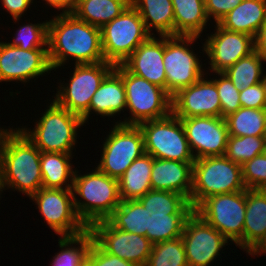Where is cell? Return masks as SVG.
I'll list each match as a JSON object with an SVG mask.
<instances>
[{
    "label": "cell",
    "mask_w": 266,
    "mask_h": 266,
    "mask_svg": "<svg viewBox=\"0 0 266 266\" xmlns=\"http://www.w3.org/2000/svg\"><path fill=\"white\" fill-rule=\"evenodd\" d=\"M47 48L53 70L65 64L70 57L75 58V64L105 61L101 29L78 19L73 13H60L48 21Z\"/></svg>",
    "instance_id": "obj_1"
},
{
    "label": "cell",
    "mask_w": 266,
    "mask_h": 266,
    "mask_svg": "<svg viewBox=\"0 0 266 266\" xmlns=\"http://www.w3.org/2000/svg\"><path fill=\"white\" fill-rule=\"evenodd\" d=\"M41 151L20 128L3 129L0 136V163L3 185L29 197L42 188Z\"/></svg>",
    "instance_id": "obj_2"
},
{
    "label": "cell",
    "mask_w": 266,
    "mask_h": 266,
    "mask_svg": "<svg viewBox=\"0 0 266 266\" xmlns=\"http://www.w3.org/2000/svg\"><path fill=\"white\" fill-rule=\"evenodd\" d=\"M137 200L144 207V230L153 244L181 237L194 211L190 202L176 192L151 189Z\"/></svg>",
    "instance_id": "obj_3"
},
{
    "label": "cell",
    "mask_w": 266,
    "mask_h": 266,
    "mask_svg": "<svg viewBox=\"0 0 266 266\" xmlns=\"http://www.w3.org/2000/svg\"><path fill=\"white\" fill-rule=\"evenodd\" d=\"M72 191L76 214L87 228L107 220L121 202L118 180L97 168L84 175H78L75 170ZM77 194L84 201L78 200Z\"/></svg>",
    "instance_id": "obj_4"
},
{
    "label": "cell",
    "mask_w": 266,
    "mask_h": 266,
    "mask_svg": "<svg viewBox=\"0 0 266 266\" xmlns=\"http://www.w3.org/2000/svg\"><path fill=\"white\" fill-rule=\"evenodd\" d=\"M242 166L224 156L196 159L193 163L190 204L195 209L204 199L217 194L246 190Z\"/></svg>",
    "instance_id": "obj_5"
},
{
    "label": "cell",
    "mask_w": 266,
    "mask_h": 266,
    "mask_svg": "<svg viewBox=\"0 0 266 266\" xmlns=\"http://www.w3.org/2000/svg\"><path fill=\"white\" fill-rule=\"evenodd\" d=\"M114 69L121 75L125 87L126 108L132 117L116 124L138 125L141 122L160 119L172 112V97L168 92L130 73L122 64Z\"/></svg>",
    "instance_id": "obj_6"
},
{
    "label": "cell",
    "mask_w": 266,
    "mask_h": 266,
    "mask_svg": "<svg viewBox=\"0 0 266 266\" xmlns=\"http://www.w3.org/2000/svg\"><path fill=\"white\" fill-rule=\"evenodd\" d=\"M39 119L32 131L25 127L20 130L41 152L71 154L76 131L84 124L82 118L53 100Z\"/></svg>",
    "instance_id": "obj_7"
},
{
    "label": "cell",
    "mask_w": 266,
    "mask_h": 266,
    "mask_svg": "<svg viewBox=\"0 0 266 266\" xmlns=\"http://www.w3.org/2000/svg\"><path fill=\"white\" fill-rule=\"evenodd\" d=\"M101 29V44L106 62L122 64L153 33H149L138 11L129 4Z\"/></svg>",
    "instance_id": "obj_8"
},
{
    "label": "cell",
    "mask_w": 266,
    "mask_h": 266,
    "mask_svg": "<svg viewBox=\"0 0 266 266\" xmlns=\"http://www.w3.org/2000/svg\"><path fill=\"white\" fill-rule=\"evenodd\" d=\"M144 138L145 153L157 159L194 162L181 122L172 112L163 118L138 124Z\"/></svg>",
    "instance_id": "obj_9"
},
{
    "label": "cell",
    "mask_w": 266,
    "mask_h": 266,
    "mask_svg": "<svg viewBox=\"0 0 266 266\" xmlns=\"http://www.w3.org/2000/svg\"><path fill=\"white\" fill-rule=\"evenodd\" d=\"M204 221L213 226L227 240L243 249V228L246 213V190L212 195L195 209Z\"/></svg>",
    "instance_id": "obj_10"
},
{
    "label": "cell",
    "mask_w": 266,
    "mask_h": 266,
    "mask_svg": "<svg viewBox=\"0 0 266 266\" xmlns=\"http://www.w3.org/2000/svg\"><path fill=\"white\" fill-rule=\"evenodd\" d=\"M198 36H164L163 63L166 73V91L172 97L204 76L199 58L188 48Z\"/></svg>",
    "instance_id": "obj_11"
},
{
    "label": "cell",
    "mask_w": 266,
    "mask_h": 266,
    "mask_svg": "<svg viewBox=\"0 0 266 266\" xmlns=\"http://www.w3.org/2000/svg\"><path fill=\"white\" fill-rule=\"evenodd\" d=\"M106 138L97 169L118 180L145 153L143 134L138 125L115 124Z\"/></svg>",
    "instance_id": "obj_12"
},
{
    "label": "cell",
    "mask_w": 266,
    "mask_h": 266,
    "mask_svg": "<svg viewBox=\"0 0 266 266\" xmlns=\"http://www.w3.org/2000/svg\"><path fill=\"white\" fill-rule=\"evenodd\" d=\"M74 65V73L69 84H66L67 87L60 85L53 100L59 106L82 117L89 110L92 96L114 65L106 61Z\"/></svg>",
    "instance_id": "obj_13"
},
{
    "label": "cell",
    "mask_w": 266,
    "mask_h": 266,
    "mask_svg": "<svg viewBox=\"0 0 266 266\" xmlns=\"http://www.w3.org/2000/svg\"><path fill=\"white\" fill-rule=\"evenodd\" d=\"M50 228L60 237L83 234L88 228L74 208L72 189L41 188L30 196Z\"/></svg>",
    "instance_id": "obj_14"
},
{
    "label": "cell",
    "mask_w": 266,
    "mask_h": 266,
    "mask_svg": "<svg viewBox=\"0 0 266 266\" xmlns=\"http://www.w3.org/2000/svg\"><path fill=\"white\" fill-rule=\"evenodd\" d=\"M88 230L93 240L105 252L137 266L146 265L153 247V243L147 237L119 230L108 220L95 222Z\"/></svg>",
    "instance_id": "obj_15"
},
{
    "label": "cell",
    "mask_w": 266,
    "mask_h": 266,
    "mask_svg": "<svg viewBox=\"0 0 266 266\" xmlns=\"http://www.w3.org/2000/svg\"><path fill=\"white\" fill-rule=\"evenodd\" d=\"M180 119L195 160L225 155L229 137L225 118L196 116Z\"/></svg>",
    "instance_id": "obj_16"
},
{
    "label": "cell",
    "mask_w": 266,
    "mask_h": 266,
    "mask_svg": "<svg viewBox=\"0 0 266 266\" xmlns=\"http://www.w3.org/2000/svg\"><path fill=\"white\" fill-rule=\"evenodd\" d=\"M189 266H208L228 240L194 211L187 218L181 236Z\"/></svg>",
    "instance_id": "obj_17"
},
{
    "label": "cell",
    "mask_w": 266,
    "mask_h": 266,
    "mask_svg": "<svg viewBox=\"0 0 266 266\" xmlns=\"http://www.w3.org/2000/svg\"><path fill=\"white\" fill-rule=\"evenodd\" d=\"M51 70L48 49L23 50L0 42V82H27Z\"/></svg>",
    "instance_id": "obj_18"
},
{
    "label": "cell",
    "mask_w": 266,
    "mask_h": 266,
    "mask_svg": "<svg viewBox=\"0 0 266 266\" xmlns=\"http://www.w3.org/2000/svg\"><path fill=\"white\" fill-rule=\"evenodd\" d=\"M213 73L224 72L239 59L255 51L254 37L222 28L216 23V32L206 39L203 47Z\"/></svg>",
    "instance_id": "obj_19"
},
{
    "label": "cell",
    "mask_w": 266,
    "mask_h": 266,
    "mask_svg": "<svg viewBox=\"0 0 266 266\" xmlns=\"http://www.w3.org/2000/svg\"><path fill=\"white\" fill-rule=\"evenodd\" d=\"M172 113L178 118L196 116L221 117V103L216 83L205 80L179 90L172 96Z\"/></svg>",
    "instance_id": "obj_20"
},
{
    "label": "cell",
    "mask_w": 266,
    "mask_h": 266,
    "mask_svg": "<svg viewBox=\"0 0 266 266\" xmlns=\"http://www.w3.org/2000/svg\"><path fill=\"white\" fill-rule=\"evenodd\" d=\"M157 39L150 36L122 63L132 74L146 79L166 90V73L164 69V36Z\"/></svg>",
    "instance_id": "obj_21"
},
{
    "label": "cell",
    "mask_w": 266,
    "mask_h": 266,
    "mask_svg": "<svg viewBox=\"0 0 266 266\" xmlns=\"http://www.w3.org/2000/svg\"><path fill=\"white\" fill-rule=\"evenodd\" d=\"M193 163L154 158L150 176L151 189L176 192L190 202Z\"/></svg>",
    "instance_id": "obj_22"
},
{
    "label": "cell",
    "mask_w": 266,
    "mask_h": 266,
    "mask_svg": "<svg viewBox=\"0 0 266 266\" xmlns=\"http://www.w3.org/2000/svg\"><path fill=\"white\" fill-rule=\"evenodd\" d=\"M125 108L126 94L123 79L113 68L92 96L89 110L81 118L85 123L92 111L101 116H113Z\"/></svg>",
    "instance_id": "obj_23"
},
{
    "label": "cell",
    "mask_w": 266,
    "mask_h": 266,
    "mask_svg": "<svg viewBox=\"0 0 266 266\" xmlns=\"http://www.w3.org/2000/svg\"><path fill=\"white\" fill-rule=\"evenodd\" d=\"M265 21L266 0H243L218 24L226 30L245 33L255 38Z\"/></svg>",
    "instance_id": "obj_24"
},
{
    "label": "cell",
    "mask_w": 266,
    "mask_h": 266,
    "mask_svg": "<svg viewBox=\"0 0 266 266\" xmlns=\"http://www.w3.org/2000/svg\"><path fill=\"white\" fill-rule=\"evenodd\" d=\"M266 236V190L246 189L243 250L249 252Z\"/></svg>",
    "instance_id": "obj_25"
},
{
    "label": "cell",
    "mask_w": 266,
    "mask_h": 266,
    "mask_svg": "<svg viewBox=\"0 0 266 266\" xmlns=\"http://www.w3.org/2000/svg\"><path fill=\"white\" fill-rule=\"evenodd\" d=\"M154 157L144 153L134 160L125 173L118 179L121 201L137 200L151 190V170Z\"/></svg>",
    "instance_id": "obj_26"
},
{
    "label": "cell",
    "mask_w": 266,
    "mask_h": 266,
    "mask_svg": "<svg viewBox=\"0 0 266 266\" xmlns=\"http://www.w3.org/2000/svg\"><path fill=\"white\" fill-rule=\"evenodd\" d=\"M140 14L147 31L151 28L160 36H174V8L172 0H130Z\"/></svg>",
    "instance_id": "obj_27"
},
{
    "label": "cell",
    "mask_w": 266,
    "mask_h": 266,
    "mask_svg": "<svg viewBox=\"0 0 266 266\" xmlns=\"http://www.w3.org/2000/svg\"><path fill=\"white\" fill-rule=\"evenodd\" d=\"M174 8V36H200L208 17L205 0H172Z\"/></svg>",
    "instance_id": "obj_28"
},
{
    "label": "cell",
    "mask_w": 266,
    "mask_h": 266,
    "mask_svg": "<svg viewBox=\"0 0 266 266\" xmlns=\"http://www.w3.org/2000/svg\"><path fill=\"white\" fill-rule=\"evenodd\" d=\"M71 155L72 154L41 152L40 169L43 188H73L75 172L72 170V165L70 164ZM69 180L71 181L70 184ZM63 185H65V188Z\"/></svg>",
    "instance_id": "obj_29"
},
{
    "label": "cell",
    "mask_w": 266,
    "mask_h": 266,
    "mask_svg": "<svg viewBox=\"0 0 266 266\" xmlns=\"http://www.w3.org/2000/svg\"><path fill=\"white\" fill-rule=\"evenodd\" d=\"M129 4L130 0H77L73 14L90 25L102 28Z\"/></svg>",
    "instance_id": "obj_30"
},
{
    "label": "cell",
    "mask_w": 266,
    "mask_h": 266,
    "mask_svg": "<svg viewBox=\"0 0 266 266\" xmlns=\"http://www.w3.org/2000/svg\"><path fill=\"white\" fill-rule=\"evenodd\" d=\"M229 136H264L266 109L241 107L225 117Z\"/></svg>",
    "instance_id": "obj_31"
},
{
    "label": "cell",
    "mask_w": 266,
    "mask_h": 266,
    "mask_svg": "<svg viewBox=\"0 0 266 266\" xmlns=\"http://www.w3.org/2000/svg\"><path fill=\"white\" fill-rule=\"evenodd\" d=\"M266 60L256 51L239 59L223 73L228 76L237 90H244L262 81V62Z\"/></svg>",
    "instance_id": "obj_32"
},
{
    "label": "cell",
    "mask_w": 266,
    "mask_h": 266,
    "mask_svg": "<svg viewBox=\"0 0 266 266\" xmlns=\"http://www.w3.org/2000/svg\"><path fill=\"white\" fill-rule=\"evenodd\" d=\"M58 241L62 250L53 257L51 266H85V259L93 242L89 230L78 236L61 237ZM73 244L80 246L72 247Z\"/></svg>",
    "instance_id": "obj_33"
},
{
    "label": "cell",
    "mask_w": 266,
    "mask_h": 266,
    "mask_svg": "<svg viewBox=\"0 0 266 266\" xmlns=\"http://www.w3.org/2000/svg\"><path fill=\"white\" fill-rule=\"evenodd\" d=\"M107 220L119 230L146 237L144 207L138 200L121 201Z\"/></svg>",
    "instance_id": "obj_34"
},
{
    "label": "cell",
    "mask_w": 266,
    "mask_h": 266,
    "mask_svg": "<svg viewBox=\"0 0 266 266\" xmlns=\"http://www.w3.org/2000/svg\"><path fill=\"white\" fill-rule=\"evenodd\" d=\"M145 266H189L181 237L153 244Z\"/></svg>",
    "instance_id": "obj_35"
},
{
    "label": "cell",
    "mask_w": 266,
    "mask_h": 266,
    "mask_svg": "<svg viewBox=\"0 0 266 266\" xmlns=\"http://www.w3.org/2000/svg\"><path fill=\"white\" fill-rule=\"evenodd\" d=\"M265 144L264 136H229L225 156L232 162L243 165L262 154Z\"/></svg>",
    "instance_id": "obj_36"
},
{
    "label": "cell",
    "mask_w": 266,
    "mask_h": 266,
    "mask_svg": "<svg viewBox=\"0 0 266 266\" xmlns=\"http://www.w3.org/2000/svg\"><path fill=\"white\" fill-rule=\"evenodd\" d=\"M17 35L12 43V46H17L23 50L31 49H48L47 38H48V21L37 24H27L20 27L17 30Z\"/></svg>",
    "instance_id": "obj_37"
},
{
    "label": "cell",
    "mask_w": 266,
    "mask_h": 266,
    "mask_svg": "<svg viewBox=\"0 0 266 266\" xmlns=\"http://www.w3.org/2000/svg\"><path fill=\"white\" fill-rule=\"evenodd\" d=\"M219 79H212L216 83L221 103V117L225 118L241 108L239 95L232 81L223 72H217Z\"/></svg>",
    "instance_id": "obj_38"
},
{
    "label": "cell",
    "mask_w": 266,
    "mask_h": 266,
    "mask_svg": "<svg viewBox=\"0 0 266 266\" xmlns=\"http://www.w3.org/2000/svg\"><path fill=\"white\" fill-rule=\"evenodd\" d=\"M241 166L243 182L247 189L266 190V158L263 154Z\"/></svg>",
    "instance_id": "obj_39"
},
{
    "label": "cell",
    "mask_w": 266,
    "mask_h": 266,
    "mask_svg": "<svg viewBox=\"0 0 266 266\" xmlns=\"http://www.w3.org/2000/svg\"><path fill=\"white\" fill-rule=\"evenodd\" d=\"M85 266H137L116 255L105 252L94 240L85 259Z\"/></svg>",
    "instance_id": "obj_40"
},
{
    "label": "cell",
    "mask_w": 266,
    "mask_h": 266,
    "mask_svg": "<svg viewBox=\"0 0 266 266\" xmlns=\"http://www.w3.org/2000/svg\"><path fill=\"white\" fill-rule=\"evenodd\" d=\"M240 105L245 108L266 109V100L262 83L240 90Z\"/></svg>",
    "instance_id": "obj_41"
},
{
    "label": "cell",
    "mask_w": 266,
    "mask_h": 266,
    "mask_svg": "<svg viewBox=\"0 0 266 266\" xmlns=\"http://www.w3.org/2000/svg\"><path fill=\"white\" fill-rule=\"evenodd\" d=\"M243 0H205V11L208 19L212 18L216 23L239 5Z\"/></svg>",
    "instance_id": "obj_42"
},
{
    "label": "cell",
    "mask_w": 266,
    "mask_h": 266,
    "mask_svg": "<svg viewBox=\"0 0 266 266\" xmlns=\"http://www.w3.org/2000/svg\"><path fill=\"white\" fill-rule=\"evenodd\" d=\"M32 2L33 0H1L2 6L12 15L14 21L21 18Z\"/></svg>",
    "instance_id": "obj_43"
},
{
    "label": "cell",
    "mask_w": 266,
    "mask_h": 266,
    "mask_svg": "<svg viewBox=\"0 0 266 266\" xmlns=\"http://www.w3.org/2000/svg\"><path fill=\"white\" fill-rule=\"evenodd\" d=\"M255 51L266 60V21L254 38Z\"/></svg>",
    "instance_id": "obj_44"
},
{
    "label": "cell",
    "mask_w": 266,
    "mask_h": 266,
    "mask_svg": "<svg viewBox=\"0 0 266 266\" xmlns=\"http://www.w3.org/2000/svg\"><path fill=\"white\" fill-rule=\"evenodd\" d=\"M49 6L57 9H63L61 14H72L74 12L77 0H45Z\"/></svg>",
    "instance_id": "obj_45"
},
{
    "label": "cell",
    "mask_w": 266,
    "mask_h": 266,
    "mask_svg": "<svg viewBox=\"0 0 266 266\" xmlns=\"http://www.w3.org/2000/svg\"><path fill=\"white\" fill-rule=\"evenodd\" d=\"M4 189V185H3V175H2V166H1V163H0V191L2 192Z\"/></svg>",
    "instance_id": "obj_46"
},
{
    "label": "cell",
    "mask_w": 266,
    "mask_h": 266,
    "mask_svg": "<svg viewBox=\"0 0 266 266\" xmlns=\"http://www.w3.org/2000/svg\"><path fill=\"white\" fill-rule=\"evenodd\" d=\"M261 83H262V86H263V89H264V96H265V100H266V74L263 75Z\"/></svg>",
    "instance_id": "obj_47"
},
{
    "label": "cell",
    "mask_w": 266,
    "mask_h": 266,
    "mask_svg": "<svg viewBox=\"0 0 266 266\" xmlns=\"http://www.w3.org/2000/svg\"><path fill=\"white\" fill-rule=\"evenodd\" d=\"M262 154H263L264 157L266 158V144H265V147H264V150H263Z\"/></svg>",
    "instance_id": "obj_48"
},
{
    "label": "cell",
    "mask_w": 266,
    "mask_h": 266,
    "mask_svg": "<svg viewBox=\"0 0 266 266\" xmlns=\"http://www.w3.org/2000/svg\"><path fill=\"white\" fill-rule=\"evenodd\" d=\"M265 142H266V129H265V134H264Z\"/></svg>",
    "instance_id": "obj_49"
}]
</instances>
